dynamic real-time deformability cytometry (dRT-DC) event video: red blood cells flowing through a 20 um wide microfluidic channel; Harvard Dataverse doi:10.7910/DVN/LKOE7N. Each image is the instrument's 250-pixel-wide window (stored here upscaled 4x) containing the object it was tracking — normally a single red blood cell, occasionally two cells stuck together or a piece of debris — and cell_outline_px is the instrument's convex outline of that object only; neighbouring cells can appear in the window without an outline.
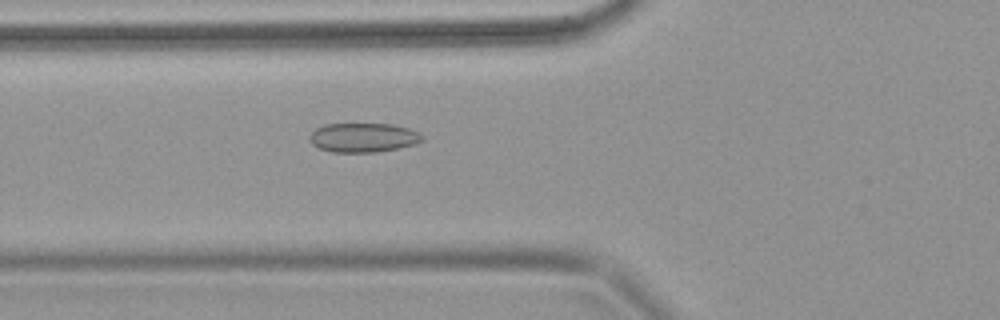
{"species": "common noctule bat (a hibernating species)", "species_latin": "Nyctalus noctula", "temperature_condition": "warm", "stored_images_in_passage": 8, "camera_frame_rate_fps": 3000, "um_per_image_px": 0.085, "animal": {"sex": "female", "body_mass_g": 18.4}, "frame": {"image": 1, "passage_image": 8, "time_ms": 2.333, "image_size_px": [1000, 320], "cell_outline_px": [[424, 140], [416, 144], [376, 152], [332, 152], [320, 148], [312, 144], [308, 140], [308, 136], [316, 128], [324, 124], [392, 124], [408, 128], [420, 132], [424, 136]], "centroid_in_image_um": [30.88, 11.69], "position_along_channel_um": 94.9, "area_um2": 19.31}}